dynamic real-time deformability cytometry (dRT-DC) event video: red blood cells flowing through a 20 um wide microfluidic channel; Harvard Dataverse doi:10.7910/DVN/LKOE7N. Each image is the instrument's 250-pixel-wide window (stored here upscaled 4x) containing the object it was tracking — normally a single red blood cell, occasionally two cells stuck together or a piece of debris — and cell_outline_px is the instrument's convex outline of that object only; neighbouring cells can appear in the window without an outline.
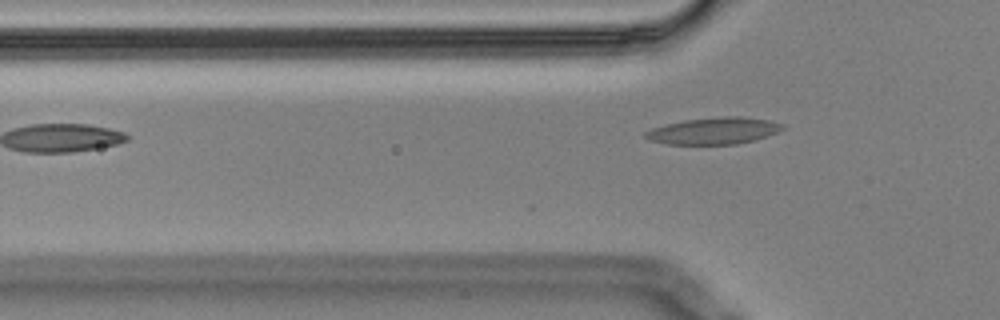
{"species": "Egyptian fruit bat (a non-hibernating species)", "species_latin": "Rousettus aegyptiacus", "temperature_condition": "cold", "stored_images_in_passage": 3, "camera_frame_rate_fps": 3000, "um_per_image_px": 0.085, "animal": {"sex": "male"}, "frame": {"image": 1, "passage_image": 3, "time_ms": 0.667, "image_size_px": [1000, 320], "cell_outline_px": [[784, 128], [776, 132], [752, 140], [736, 144], [668, 144], [652, 140], [644, 136], [644, 132], [652, 128], [684, 120], [724, 116], [740, 116], [768, 120], [784, 124]], "centroid_in_image_um": [60.67, 11.11], "position_along_channel_um": 65.1, "area_um2": 20.98}}